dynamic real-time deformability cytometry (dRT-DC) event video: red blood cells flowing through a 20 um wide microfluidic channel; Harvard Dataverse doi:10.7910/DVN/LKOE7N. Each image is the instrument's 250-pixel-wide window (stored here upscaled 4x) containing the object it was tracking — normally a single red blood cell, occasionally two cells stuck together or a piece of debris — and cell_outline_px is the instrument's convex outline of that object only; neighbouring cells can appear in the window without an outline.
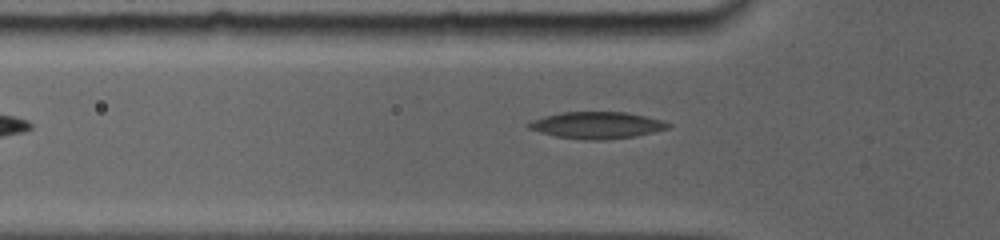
{"species": "common noctule bat (a hibernating species)", "species_latin": "Nyctalus noctula", "temperature_condition": "room temperature", "stored_images_in_passage": 5, "camera_frame_rate_fps": 5000, "um_per_image_px": 0.085, "animal": {"sex": "female", "body_mass_g": 19.0, "forearm_length_mm": 56.7}, "frame": {"image": 1, "passage_image": 2, "time_ms": 0.6, "image_size_px": [1000, 240], "cell_outline_px": [[672, 128], [636, 136], [604, 140], [588, 140], [556, 136], [540, 132], [528, 128], [524, 124], [532, 120], [544, 116], [560, 112], [624, 112], [664, 120], [672, 124]], "centroid_in_image_um": [50.76, 10.64], "position_along_channel_um": 75.0, "area_um2": 21.91}}
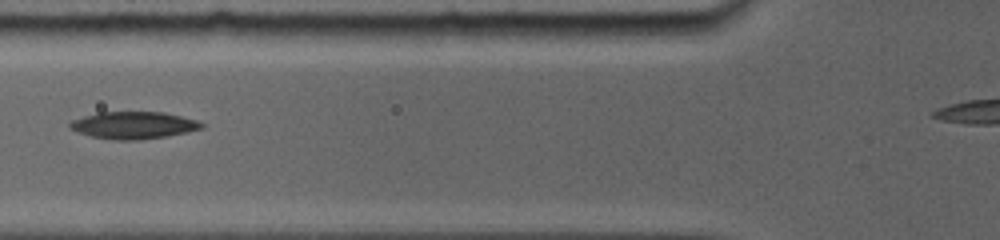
{"frame": {"image": 2, "passage_image": 4, "time_ms": 1.6, "image_size_px": [1000, 240], "cell_outline_px": [[204, 128], [188, 132], [140, 140], [116, 140], [92, 136], [68, 128], [68, 124], [72, 120], [84, 116], [100, 112], [164, 112], [196, 120], [204, 124]], "centroid_in_image_um": [11.36, 10.64], "position_along_channel_um": 114.4, "area_um2": 20.69}}